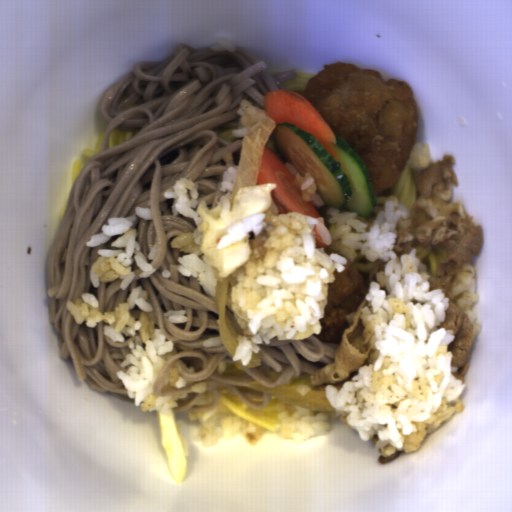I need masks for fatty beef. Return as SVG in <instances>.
<instances>
[{
	"label": "fatty beef",
	"instance_id": "obj_2",
	"mask_svg": "<svg viewBox=\"0 0 512 512\" xmlns=\"http://www.w3.org/2000/svg\"><path fill=\"white\" fill-rule=\"evenodd\" d=\"M367 304L364 300L357 308L350 326L344 329L341 341L335 349L333 361L311 374L309 380L314 387L338 385L350 378L352 372L369 363L372 332L364 325L360 313Z\"/></svg>",
	"mask_w": 512,
	"mask_h": 512
},
{
	"label": "fatty beef",
	"instance_id": "obj_1",
	"mask_svg": "<svg viewBox=\"0 0 512 512\" xmlns=\"http://www.w3.org/2000/svg\"><path fill=\"white\" fill-rule=\"evenodd\" d=\"M456 156L443 154L415 177L420 193L410 208L409 218L396 224L397 237L394 251L399 257L412 251L416 244L429 248L449 249L448 256L439 262L431 289H442L448 298L443 328L453 329L455 340L448 347L451 365L457 368L456 378L465 382L470 366L474 328L468 315L458 307L451 296L450 287L461 264L470 263L485 243L483 224L469 215L462 200L450 201L454 187L459 186L453 170Z\"/></svg>",
	"mask_w": 512,
	"mask_h": 512
}]
</instances>
